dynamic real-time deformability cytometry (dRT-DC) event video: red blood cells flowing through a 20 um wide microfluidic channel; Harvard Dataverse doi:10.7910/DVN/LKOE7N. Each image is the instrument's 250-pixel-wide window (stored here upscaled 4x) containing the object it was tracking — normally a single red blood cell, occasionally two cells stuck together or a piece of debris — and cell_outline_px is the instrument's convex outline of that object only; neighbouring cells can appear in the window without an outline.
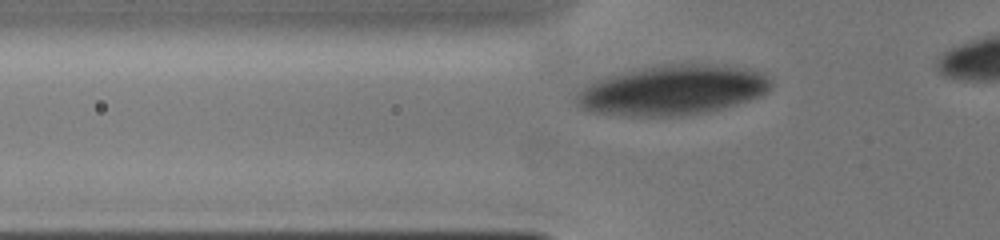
{"species": "human", "species_latin": "Homo sapiens", "temperature_condition": "cold", "stored_images_in_passage": 40, "camera_frame_rate_fps": 3000, "um_per_image_px": 0.085, "donor": {"sex": "male"}, "frame": {"image": 1, "passage_image": 9, "time_ms": 2.0, "image_size_px": [1000, 240], "cell_outline_px": [[772, 84], [760, 96], [736, 104], [708, 112], [684, 116], [624, 116], [588, 112], [580, 108], [576, 104], [576, 96], [588, 84], [604, 76], [644, 68], [676, 64], [708, 64], [740, 68], [760, 72], [768, 76], [772, 80]], "centroid_in_image_um": [57.13, 7.69], "position_along_channel_um": 68.7, "area_um2": 56.3}}
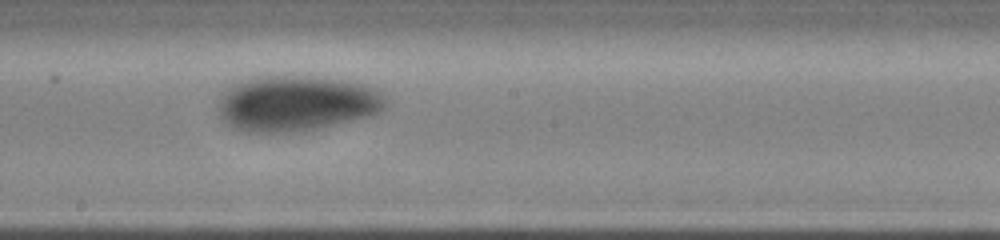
{"frame": {"image": 2, "passage_image": 21, "time_ms": 5.667, "image_size_px": [1000, 240], "cell_outline_px": [[388, 104], [380, 112], [372, 116], [316, 128], [288, 132], [244, 132], [228, 124], [220, 116], [216, 108], [224, 92], [232, 84], [240, 80], [252, 76], [312, 76], [344, 80], [376, 88], [388, 100]], "centroid_in_image_um": [25.2, 8.77], "position_along_channel_um": 223.0, "area_um2": 54.51}}
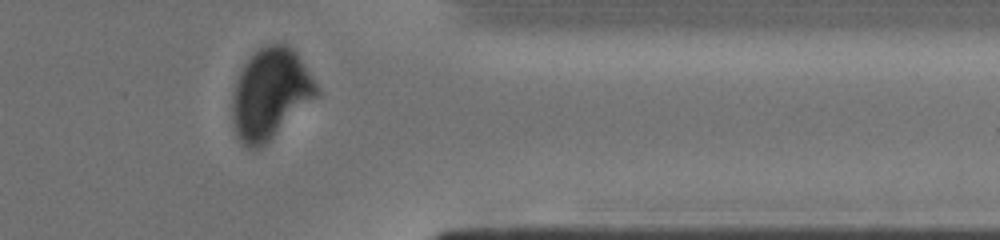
{"frame": {"image": 3, "passage_image": 34, "time_ms": 9.667, "image_size_px": [1000, 240], "cell_outline_px": [[320, 92], [316, 96], [260, 148], [248, 148], [236, 136], [232, 124], [232, 96], [236, 80], [248, 56], [260, 48], [268, 44], [284, 44], [292, 48], [296, 52], [316, 84]], "centroid_in_image_um": [22.93, 7.95], "position_along_channel_um": 388.5, "area_um2": 43.81}}